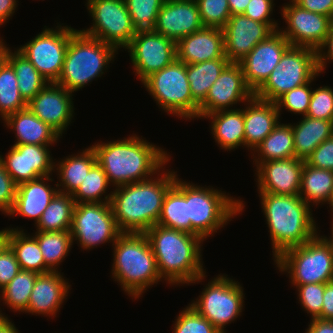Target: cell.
<instances>
[{
    "label": "cell",
    "instance_id": "cell-16",
    "mask_svg": "<svg viewBox=\"0 0 333 333\" xmlns=\"http://www.w3.org/2000/svg\"><path fill=\"white\" fill-rule=\"evenodd\" d=\"M289 2L280 8L281 17L287 26L285 29L279 28V31L291 46L308 47L317 51L331 30L330 17L305 10L293 0Z\"/></svg>",
    "mask_w": 333,
    "mask_h": 333
},
{
    "label": "cell",
    "instance_id": "cell-7",
    "mask_svg": "<svg viewBox=\"0 0 333 333\" xmlns=\"http://www.w3.org/2000/svg\"><path fill=\"white\" fill-rule=\"evenodd\" d=\"M186 202L191 234L204 240L228 225L238 214H242L245 207L241 198L237 199L217 188L202 187L190 181H186Z\"/></svg>",
    "mask_w": 333,
    "mask_h": 333
},
{
    "label": "cell",
    "instance_id": "cell-59",
    "mask_svg": "<svg viewBox=\"0 0 333 333\" xmlns=\"http://www.w3.org/2000/svg\"><path fill=\"white\" fill-rule=\"evenodd\" d=\"M0 333H19V331L8 317H0Z\"/></svg>",
    "mask_w": 333,
    "mask_h": 333
},
{
    "label": "cell",
    "instance_id": "cell-46",
    "mask_svg": "<svg viewBox=\"0 0 333 333\" xmlns=\"http://www.w3.org/2000/svg\"><path fill=\"white\" fill-rule=\"evenodd\" d=\"M173 324V333H221L190 303L178 314Z\"/></svg>",
    "mask_w": 333,
    "mask_h": 333
},
{
    "label": "cell",
    "instance_id": "cell-15",
    "mask_svg": "<svg viewBox=\"0 0 333 333\" xmlns=\"http://www.w3.org/2000/svg\"><path fill=\"white\" fill-rule=\"evenodd\" d=\"M125 49L141 83L176 59V42L154 30L136 32Z\"/></svg>",
    "mask_w": 333,
    "mask_h": 333
},
{
    "label": "cell",
    "instance_id": "cell-48",
    "mask_svg": "<svg viewBox=\"0 0 333 333\" xmlns=\"http://www.w3.org/2000/svg\"><path fill=\"white\" fill-rule=\"evenodd\" d=\"M306 116L333 121V88L320 86L313 89Z\"/></svg>",
    "mask_w": 333,
    "mask_h": 333
},
{
    "label": "cell",
    "instance_id": "cell-11",
    "mask_svg": "<svg viewBox=\"0 0 333 333\" xmlns=\"http://www.w3.org/2000/svg\"><path fill=\"white\" fill-rule=\"evenodd\" d=\"M205 286L190 305L221 333H226L225 326L242 315L244 288L238 281L221 273Z\"/></svg>",
    "mask_w": 333,
    "mask_h": 333
},
{
    "label": "cell",
    "instance_id": "cell-38",
    "mask_svg": "<svg viewBox=\"0 0 333 333\" xmlns=\"http://www.w3.org/2000/svg\"><path fill=\"white\" fill-rule=\"evenodd\" d=\"M75 204L71 194L58 191L35 225L36 230L43 232L70 230Z\"/></svg>",
    "mask_w": 333,
    "mask_h": 333
},
{
    "label": "cell",
    "instance_id": "cell-56",
    "mask_svg": "<svg viewBox=\"0 0 333 333\" xmlns=\"http://www.w3.org/2000/svg\"><path fill=\"white\" fill-rule=\"evenodd\" d=\"M305 333H333V321L313 318Z\"/></svg>",
    "mask_w": 333,
    "mask_h": 333
},
{
    "label": "cell",
    "instance_id": "cell-1",
    "mask_svg": "<svg viewBox=\"0 0 333 333\" xmlns=\"http://www.w3.org/2000/svg\"><path fill=\"white\" fill-rule=\"evenodd\" d=\"M91 147L112 188L151 178L171 158L162 147L136 134L106 143L95 142Z\"/></svg>",
    "mask_w": 333,
    "mask_h": 333
},
{
    "label": "cell",
    "instance_id": "cell-49",
    "mask_svg": "<svg viewBox=\"0 0 333 333\" xmlns=\"http://www.w3.org/2000/svg\"><path fill=\"white\" fill-rule=\"evenodd\" d=\"M17 192V184L6 171L0 159V211L8 215L14 204Z\"/></svg>",
    "mask_w": 333,
    "mask_h": 333
},
{
    "label": "cell",
    "instance_id": "cell-21",
    "mask_svg": "<svg viewBox=\"0 0 333 333\" xmlns=\"http://www.w3.org/2000/svg\"><path fill=\"white\" fill-rule=\"evenodd\" d=\"M72 96V92L55 82H50L27 103V107L62 136L74 117Z\"/></svg>",
    "mask_w": 333,
    "mask_h": 333
},
{
    "label": "cell",
    "instance_id": "cell-42",
    "mask_svg": "<svg viewBox=\"0 0 333 333\" xmlns=\"http://www.w3.org/2000/svg\"><path fill=\"white\" fill-rule=\"evenodd\" d=\"M17 84V76L12 66L4 60L0 65V117L2 120L27 107V102L21 96Z\"/></svg>",
    "mask_w": 333,
    "mask_h": 333
},
{
    "label": "cell",
    "instance_id": "cell-53",
    "mask_svg": "<svg viewBox=\"0 0 333 333\" xmlns=\"http://www.w3.org/2000/svg\"><path fill=\"white\" fill-rule=\"evenodd\" d=\"M301 8L310 12L332 17L333 0H293Z\"/></svg>",
    "mask_w": 333,
    "mask_h": 333
},
{
    "label": "cell",
    "instance_id": "cell-62",
    "mask_svg": "<svg viewBox=\"0 0 333 333\" xmlns=\"http://www.w3.org/2000/svg\"><path fill=\"white\" fill-rule=\"evenodd\" d=\"M331 236H329V238L325 235H323L324 239L330 244L331 248H332V252H333V222H331Z\"/></svg>",
    "mask_w": 333,
    "mask_h": 333
},
{
    "label": "cell",
    "instance_id": "cell-19",
    "mask_svg": "<svg viewBox=\"0 0 333 333\" xmlns=\"http://www.w3.org/2000/svg\"><path fill=\"white\" fill-rule=\"evenodd\" d=\"M45 145L23 144L12 145L8 153L0 159L17 185L51 176L54 171V160L50 147Z\"/></svg>",
    "mask_w": 333,
    "mask_h": 333
},
{
    "label": "cell",
    "instance_id": "cell-40",
    "mask_svg": "<svg viewBox=\"0 0 333 333\" xmlns=\"http://www.w3.org/2000/svg\"><path fill=\"white\" fill-rule=\"evenodd\" d=\"M38 273L20 270L18 274L0 291V300L12 311L26 312L30 295Z\"/></svg>",
    "mask_w": 333,
    "mask_h": 333
},
{
    "label": "cell",
    "instance_id": "cell-35",
    "mask_svg": "<svg viewBox=\"0 0 333 333\" xmlns=\"http://www.w3.org/2000/svg\"><path fill=\"white\" fill-rule=\"evenodd\" d=\"M252 156L255 163L294 158L295 150L291 124L279 122L273 131L255 149Z\"/></svg>",
    "mask_w": 333,
    "mask_h": 333
},
{
    "label": "cell",
    "instance_id": "cell-29",
    "mask_svg": "<svg viewBox=\"0 0 333 333\" xmlns=\"http://www.w3.org/2000/svg\"><path fill=\"white\" fill-rule=\"evenodd\" d=\"M211 120V134L225 151L245 147L244 108L223 110L206 115Z\"/></svg>",
    "mask_w": 333,
    "mask_h": 333
},
{
    "label": "cell",
    "instance_id": "cell-60",
    "mask_svg": "<svg viewBox=\"0 0 333 333\" xmlns=\"http://www.w3.org/2000/svg\"><path fill=\"white\" fill-rule=\"evenodd\" d=\"M8 246V228L0 230V254Z\"/></svg>",
    "mask_w": 333,
    "mask_h": 333
},
{
    "label": "cell",
    "instance_id": "cell-10",
    "mask_svg": "<svg viewBox=\"0 0 333 333\" xmlns=\"http://www.w3.org/2000/svg\"><path fill=\"white\" fill-rule=\"evenodd\" d=\"M318 72L316 50L290 46L254 96L276 102L286 92L308 83Z\"/></svg>",
    "mask_w": 333,
    "mask_h": 333
},
{
    "label": "cell",
    "instance_id": "cell-55",
    "mask_svg": "<svg viewBox=\"0 0 333 333\" xmlns=\"http://www.w3.org/2000/svg\"><path fill=\"white\" fill-rule=\"evenodd\" d=\"M317 318L333 321V281L325 283L322 312Z\"/></svg>",
    "mask_w": 333,
    "mask_h": 333
},
{
    "label": "cell",
    "instance_id": "cell-4",
    "mask_svg": "<svg viewBox=\"0 0 333 333\" xmlns=\"http://www.w3.org/2000/svg\"><path fill=\"white\" fill-rule=\"evenodd\" d=\"M259 197L270 232L273 260L318 233L313 210L299 195L259 193Z\"/></svg>",
    "mask_w": 333,
    "mask_h": 333
},
{
    "label": "cell",
    "instance_id": "cell-64",
    "mask_svg": "<svg viewBox=\"0 0 333 333\" xmlns=\"http://www.w3.org/2000/svg\"><path fill=\"white\" fill-rule=\"evenodd\" d=\"M0 317H8V316L4 315V313H2V310L0 309Z\"/></svg>",
    "mask_w": 333,
    "mask_h": 333
},
{
    "label": "cell",
    "instance_id": "cell-63",
    "mask_svg": "<svg viewBox=\"0 0 333 333\" xmlns=\"http://www.w3.org/2000/svg\"><path fill=\"white\" fill-rule=\"evenodd\" d=\"M329 207H330V209H331V212H332V217H333V196L331 197V199H330V201H329ZM331 222H333V219H332V221Z\"/></svg>",
    "mask_w": 333,
    "mask_h": 333
},
{
    "label": "cell",
    "instance_id": "cell-18",
    "mask_svg": "<svg viewBox=\"0 0 333 333\" xmlns=\"http://www.w3.org/2000/svg\"><path fill=\"white\" fill-rule=\"evenodd\" d=\"M279 24H266L243 14L231 15L224 26V54L230 63H239L261 41L267 39Z\"/></svg>",
    "mask_w": 333,
    "mask_h": 333
},
{
    "label": "cell",
    "instance_id": "cell-3",
    "mask_svg": "<svg viewBox=\"0 0 333 333\" xmlns=\"http://www.w3.org/2000/svg\"><path fill=\"white\" fill-rule=\"evenodd\" d=\"M159 275L169 285L196 284L206 278L202 262V237L154 225L145 232ZM168 282V283H167Z\"/></svg>",
    "mask_w": 333,
    "mask_h": 333
},
{
    "label": "cell",
    "instance_id": "cell-12",
    "mask_svg": "<svg viewBox=\"0 0 333 333\" xmlns=\"http://www.w3.org/2000/svg\"><path fill=\"white\" fill-rule=\"evenodd\" d=\"M73 244L83 250L116 242L122 234L117 226L111 203H76L70 229Z\"/></svg>",
    "mask_w": 333,
    "mask_h": 333
},
{
    "label": "cell",
    "instance_id": "cell-22",
    "mask_svg": "<svg viewBox=\"0 0 333 333\" xmlns=\"http://www.w3.org/2000/svg\"><path fill=\"white\" fill-rule=\"evenodd\" d=\"M253 164L258 193L299 195L304 160L294 157Z\"/></svg>",
    "mask_w": 333,
    "mask_h": 333
},
{
    "label": "cell",
    "instance_id": "cell-54",
    "mask_svg": "<svg viewBox=\"0 0 333 333\" xmlns=\"http://www.w3.org/2000/svg\"><path fill=\"white\" fill-rule=\"evenodd\" d=\"M333 62V28L326 37L323 45L317 50V67L320 73L326 70L327 63Z\"/></svg>",
    "mask_w": 333,
    "mask_h": 333
},
{
    "label": "cell",
    "instance_id": "cell-57",
    "mask_svg": "<svg viewBox=\"0 0 333 333\" xmlns=\"http://www.w3.org/2000/svg\"><path fill=\"white\" fill-rule=\"evenodd\" d=\"M18 0H0V27L8 23L18 7Z\"/></svg>",
    "mask_w": 333,
    "mask_h": 333
},
{
    "label": "cell",
    "instance_id": "cell-36",
    "mask_svg": "<svg viewBox=\"0 0 333 333\" xmlns=\"http://www.w3.org/2000/svg\"><path fill=\"white\" fill-rule=\"evenodd\" d=\"M5 60L12 66L20 94L27 103L49 83L16 48L14 52L6 48Z\"/></svg>",
    "mask_w": 333,
    "mask_h": 333
},
{
    "label": "cell",
    "instance_id": "cell-32",
    "mask_svg": "<svg viewBox=\"0 0 333 333\" xmlns=\"http://www.w3.org/2000/svg\"><path fill=\"white\" fill-rule=\"evenodd\" d=\"M158 225L191 233V221L188 219V203L186 202V181L178 175L174 185L165 195Z\"/></svg>",
    "mask_w": 333,
    "mask_h": 333
},
{
    "label": "cell",
    "instance_id": "cell-44",
    "mask_svg": "<svg viewBox=\"0 0 333 333\" xmlns=\"http://www.w3.org/2000/svg\"><path fill=\"white\" fill-rule=\"evenodd\" d=\"M321 73L318 72L308 83L298 86L295 89L286 92L282 95L275 103L277 105L279 114L282 111V108L288 110V112L306 116L309 103L311 99V95L313 92V88L311 87V83L316 79V77L320 76Z\"/></svg>",
    "mask_w": 333,
    "mask_h": 333
},
{
    "label": "cell",
    "instance_id": "cell-52",
    "mask_svg": "<svg viewBox=\"0 0 333 333\" xmlns=\"http://www.w3.org/2000/svg\"><path fill=\"white\" fill-rule=\"evenodd\" d=\"M21 270L15 253L7 246L0 254V291Z\"/></svg>",
    "mask_w": 333,
    "mask_h": 333
},
{
    "label": "cell",
    "instance_id": "cell-58",
    "mask_svg": "<svg viewBox=\"0 0 333 333\" xmlns=\"http://www.w3.org/2000/svg\"><path fill=\"white\" fill-rule=\"evenodd\" d=\"M251 0H228L231 15L243 14Z\"/></svg>",
    "mask_w": 333,
    "mask_h": 333
},
{
    "label": "cell",
    "instance_id": "cell-61",
    "mask_svg": "<svg viewBox=\"0 0 333 333\" xmlns=\"http://www.w3.org/2000/svg\"><path fill=\"white\" fill-rule=\"evenodd\" d=\"M6 48H7V44H5L2 37H0V65L5 60Z\"/></svg>",
    "mask_w": 333,
    "mask_h": 333
},
{
    "label": "cell",
    "instance_id": "cell-6",
    "mask_svg": "<svg viewBox=\"0 0 333 333\" xmlns=\"http://www.w3.org/2000/svg\"><path fill=\"white\" fill-rule=\"evenodd\" d=\"M116 54L118 50L111 44L77 29L71 35L63 68L55 83L75 93L101 77L109 68L111 61H114Z\"/></svg>",
    "mask_w": 333,
    "mask_h": 333
},
{
    "label": "cell",
    "instance_id": "cell-31",
    "mask_svg": "<svg viewBox=\"0 0 333 333\" xmlns=\"http://www.w3.org/2000/svg\"><path fill=\"white\" fill-rule=\"evenodd\" d=\"M302 119V120H301ZM292 124L295 158L306 161L311 153L333 135V121L303 116Z\"/></svg>",
    "mask_w": 333,
    "mask_h": 333
},
{
    "label": "cell",
    "instance_id": "cell-39",
    "mask_svg": "<svg viewBox=\"0 0 333 333\" xmlns=\"http://www.w3.org/2000/svg\"><path fill=\"white\" fill-rule=\"evenodd\" d=\"M32 236L37 240L45 265L51 271H58L59 265L68 256L73 244L70 230L43 232L36 231Z\"/></svg>",
    "mask_w": 333,
    "mask_h": 333
},
{
    "label": "cell",
    "instance_id": "cell-5",
    "mask_svg": "<svg viewBox=\"0 0 333 333\" xmlns=\"http://www.w3.org/2000/svg\"><path fill=\"white\" fill-rule=\"evenodd\" d=\"M112 247V278L129 297L137 300L162 281L145 233H122Z\"/></svg>",
    "mask_w": 333,
    "mask_h": 333
},
{
    "label": "cell",
    "instance_id": "cell-23",
    "mask_svg": "<svg viewBox=\"0 0 333 333\" xmlns=\"http://www.w3.org/2000/svg\"><path fill=\"white\" fill-rule=\"evenodd\" d=\"M203 27L196 1L165 0L153 30L177 42Z\"/></svg>",
    "mask_w": 333,
    "mask_h": 333
},
{
    "label": "cell",
    "instance_id": "cell-65",
    "mask_svg": "<svg viewBox=\"0 0 333 333\" xmlns=\"http://www.w3.org/2000/svg\"><path fill=\"white\" fill-rule=\"evenodd\" d=\"M330 19H331V28H333V14H332V17Z\"/></svg>",
    "mask_w": 333,
    "mask_h": 333
},
{
    "label": "cell",
    "instance_id": "cell-27",
    "mask_svg": "<svg viewBox=\"0 0 333 333\" xmlns=\"http://www.w3.org/2000/svg\"><path fill=\"white\" fill-rule=\"evenodd\" d=\"M48 181L52 177H40L17 185L16 197L8 216L20 215L34 219L35 225L52 198L58 192V187H52Z\"/></svg>",
    "mask_w": 333,
    "mask_h": 333
},
{
    "label": "cell",
    "instance_id": "cell-28",
    "mask_svg": "<svg viewBox=\"0 0 333 333\" xmlns=\"http://www.w3.org/2000/svg\"><path fill=\"white\" fill-rule=\"evenodd\" d=\"M3 123L15 134L14 145L52 146L62 138L53 128L35 116L28 107L8 115Z\"/></svg>",
    "mask_w": 333,
    "mask_h": 333
},
{
    "label": "cell",
    "instance_id": "cell-8",
    "mask_svg": "<svg viewBox=\"0 0 333 333\" xmlns=\"http://www.w3.org/2000/svg\"><path fill=\"white\" fill-rule=\"evenodd\" d=\"M279 272H285L292 285L333 281V252L318 232L300 246L283 251L273 260Z\"/></svg>",
    "mask_w": 333,
    "mask_h": 333
},
{
    "label": "cell",
    "instance_id": "cell-17",
    "mask_svg": "<svg viewBox=\"0 0 333 333\" xmlns=\"http://www.w3.org/2000/svg\"><path fill=\"white\" fill-rule=\"evenodd\" d=\"M254 96V92L246 84L239 63H229L220 73L208 91L206 99L199 105L198 119L208 114L230 110L240 103H246Z\"/></svg>",
    "mask_w": 333,
    "mask_h": 333
},
{
    "label": "cell",
    "instance_id": "cell-26",
    "mask_svg": "<svg viewBox=\"0 0 333 333\" xmlns=\"http://www.w3.org/2000/svg\"><path fill=\"white\" fill-rule=\"evenodd\" d=\"M279 121L280 114L275 102L253 96L244 103L245 148L250 149L252 154Z\"/></svg>",
    "mask_w": 333,
    "mask_h": 333
},
{
    "label": "cell",
    "instance_id": "cell-14",
    "mask_svg": "<svg viewBox=\"0 0 333 333\" xmlns=\"http://www.w3.org/2000/svg\"><path fill=\"white\" fill-rule=\"evenodd\" d=\"M45 28L17 50L23 54L36 70L50 82H56L61 74L66 50L71 35L77 30L68 25L57 24Z\"/></svg>",
    "mask_w": 333,
    "mask_h": 333
},
{
    "label": "cell",
    "instance_id": "cell-25",
    "mask_svg": "<svg viewBox=\"0 0 333 333\" xmlns=\"http://www.w3.org/2000/svg\"><path fill=\"white\" fill-rule=\"evenodd\" d=\"M217 58H226L222 29L203 27L176 42V59L186 65Z\"/></svg>",
    "mask_w": 333,
    "mask_h": 333
},
{
    "label": "cell",
    "instance_id": "cell-50",
    "mask_svg": "<svg viewBox=\"0 0 333 333\" xmlns=\"http://www.w3.org/2000/svg\"><path fill=\"white\" fill-rule=\"evenodd\" d=\"M305 162L318 169L333 171V135L323 141Z\"/></svg>",
    "mask_w": 333,
    "mask_h": 333
},
{
    "label": "cell",
    "instance_id": "cell-30",
    "mask_svg": "<svg viewBox=\"0 0 333 333\" xmlns=\"http://www.w3.org/2000/svg\"><path fill=\"white\" fill-rule=\"evenodd\" d=\"M81 151L66 156L61 161L54 162V171L57 172V179H60V183L55 185L59 192L72 195L81 185L90 169L97 163L95 152L91 146Z\"/></svg>",
    "mask_w": 333,
    "mask_h": 333
},
{
    "label": "cell",
    "instance_id": "cell-51",
    "mask_svg": "<svg viewBox=\"0 0 333 333\" xmlns=\"http://www.w3.org/2000/svg\"><path fill=\"white\" fill-rule=\"evenodd\" d=\"M274 0H251L243 15L266 24H278L271 14L273 13Z\"/></svg>",
    "mask_w": 333,
    "mask_h": 333
},
{
    "label": "cell",
    "instance_id": "cell-43",
    "mask_svg": "<svg viewBox=\"0 0 333 333\" xmlns=\"http://www.w3.org/2000/svg\"><path fill=\"white\" fill-rule=\"evenodd\" d=\"M136 32L153 30L165 0H124Z\"/></svg>",
    "mask_w": 333,
    "mask_h": 333
},
{
    "label": "cell",
    "instance_id": "cell-13",
    "mask_svg": "<svg viewBox=\"0 0 333 333\" xmlns=\"http://www.w3.org/2000/svg\"><path fill=\"white\" fill-rule=\"evenodd\" d=\"M86 7L93 18L91 27L81 30L84 34L111 44L117 50L125 49L136 34L124 0H86Z\"/></svg>",
    "mask_w": 333,
    "mask_h": 333
},
{
    "label": "cell",
    "instance_id": "cell-37",
    "mask_svg": "<svg viewBox=\"0 0 333 333\" xmlns=\"http://www.w3.org/2000/svg\"><path fill=\"white\" fill-rule=\"evenodd\" d=\"M229 63L227 58H217L210 61L186 65L190 91L193 100L198 105L206 99L210 87Z\"/></svg>",
    "mask_w": 333,
    "mask_h": 333
},
{
    "label": "cell",
    "instance_id": "cell-24",
    "mask_svg": "<svg viewBox=\"0 0 333 333\" xmlns=\"http://www.w3.org/2000/svg\"><path fill=\"white\" fill-rule=\"evenodd\" d=\"M68 282L61 270L39 274L25 313L56 317L71 290Z\"/></svg>",
    "mask_w": 333,
    "mask_h": 333
},
{
    "label": "cell",
    "instance_id": "cell-45",
    "mask_svg": "<svg viewBox=\"0 0 333 333\" xmlns=\"http://www.w3.org/2000/svg\"><path fill=\"white\" fill-rule=\"evenodd\" d=\"M204 27L223 29L231 17L228 0H195Z\"/></svg>",
    "mask_w": 333,
    "mask_h": 333
},
{
    "label": "cell",
    "instance_id": "cell-20",
    "mask_svg": "<svg viewBox=\"0 0 333 333\" xmlns=\"http://www.w3.org/2000/svg\"><path fill=\"white\" fill-rule=\"evenodd\" d=\"M291 46L283 34L276 30L267 39L259 42L239 62L248 87L255 93L269 78L279 64L284 52Z\"/></svg>",
    "mask_w": 333,
    "mask_h": 333
},
{
    "label": "cell",
    "instance_id": "cell-33",
    "mask_svg": "<svg viewBox=\"0 0 333 333\" xmlns=\"http://www.w3.org/2000/svg\"><path fill=\"white\" fill-rule=\"evenodd\" d=\"M8 228V246L15 253L21 270L33 271L38 274L51 272L45 265L37 240L27 235L22 228Z\"/></svg>",
    "mask_w": 333,
    "mask_h": 333
},
{
    "label": "cell",
    "instance_id": "cell-41",
    "mask_svg": "<svg viewBox=\"0 0 333 333\" xmlns=\"http://www.w3.org/2000/svg\"><path fill=\"white\" fill-rule=\"evenodd\" d=\"M112 186L102 169L96 163L88 172L81 185L72 194L75 203H108L111 202L112 191L107 194V189ZM104 196V198H102Z\"/></svg>",
    "mask_w": 333,
    "mask_h": 333
},
{
    "label": "cell",
    "instance_id": "cell-2",
    "mask_svg": "<svg viewBox=\"0 0 333 333\" xmlns=\"http://www.w3.org/2000/svg\"><path fill=\"white\" fill-rule=\"evenodd\" d=\"M165 170V171H164ZM164 168L146 180L113 188L111 207L122 233H145L157 224L177 171Z\"/></svg>",
    "mask_w": 333,
    "mask_h": 333
},
{
    "label": "cell",
    "instance_id": "cell-9",
    "mask_svg": "<svg viewBox=\"0 0 333 333\" xmlns=\"http://www.w3.org/2000/svg\"><path fill=\"white\" fill-rule=\"evenodd\" d=\"M142 85L159 108L184 120L198 118L199 105L193 100L186 74V64L175 59L151 74Z\"/></svg>",
    "mask_w": 333,
    "mask_h": 333
},
{
    "label": "cell",
    "instance_id": "cell-34",
    "mask_svg": "<svg viewBox=\"0 0 333 333\" xmlns=\"http://www.w3.org/2000/svg\"><path fill=\"white\" fill-rule=\"evenodd\" d=\"M299 196L312 207L328 204L333 196V171L312 167L304 161Z\"/></svg>",
    "mask_w": 333,
    "mask_h": 333
},
{
    "label": "cell",
    "instance_id": "cell-47",
    "mask_svg": "<svg viewBox=\"0 0 333 333\" xmlns=\"http://www.w3.org/2000/svg\"><path fill=\"white\" fill-rule=\"evenodd\" d=\"M297 289L301 307L311 319L317 318L322 312L325 283H310L305 285H292ZM296 286V287H295Z\"/></svg>",
    "mask_w": 333,
    "mask_h": 333
}]
</instances>
